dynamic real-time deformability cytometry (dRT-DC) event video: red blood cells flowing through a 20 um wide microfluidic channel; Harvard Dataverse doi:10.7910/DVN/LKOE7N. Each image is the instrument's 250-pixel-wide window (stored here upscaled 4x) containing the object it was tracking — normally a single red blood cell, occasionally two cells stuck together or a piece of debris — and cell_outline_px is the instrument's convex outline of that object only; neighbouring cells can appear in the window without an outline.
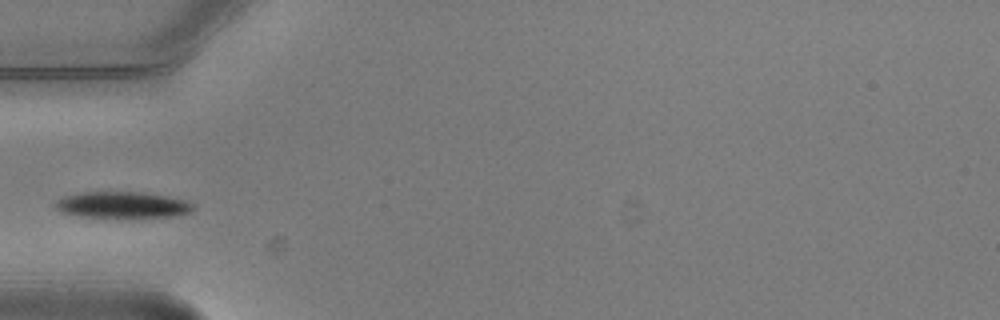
{"species": "common noctule bat (a hibernating species)", "species_latin": "Nyctalus noctula", "temperature_condition": "warm", "stored_images_in_passage": 2, "camera_frame_rate_fps": 3000, "um_per_image_px": 0.085, "animal": {"sex": "male", "body_mass_g": 20.5, "forearm_length_mm": 52.5}, "frame": {"image": 1, "passage_image": 2, "time_ms": 0.333, "image_size_px": [1000, 320], "cell_outline_px": [[196, 208], [192, 212], [180, 216], [132, 220], [80, 216], [64, 212], [56, 208], [56, 200], [64, 196], [80, 192], [144, 192], [168, 196], [188, 200]], "centroid_in_image_um": [10.53, 17.46], "position_along_channel_um": 74.5, "area_um2": 22.31}}